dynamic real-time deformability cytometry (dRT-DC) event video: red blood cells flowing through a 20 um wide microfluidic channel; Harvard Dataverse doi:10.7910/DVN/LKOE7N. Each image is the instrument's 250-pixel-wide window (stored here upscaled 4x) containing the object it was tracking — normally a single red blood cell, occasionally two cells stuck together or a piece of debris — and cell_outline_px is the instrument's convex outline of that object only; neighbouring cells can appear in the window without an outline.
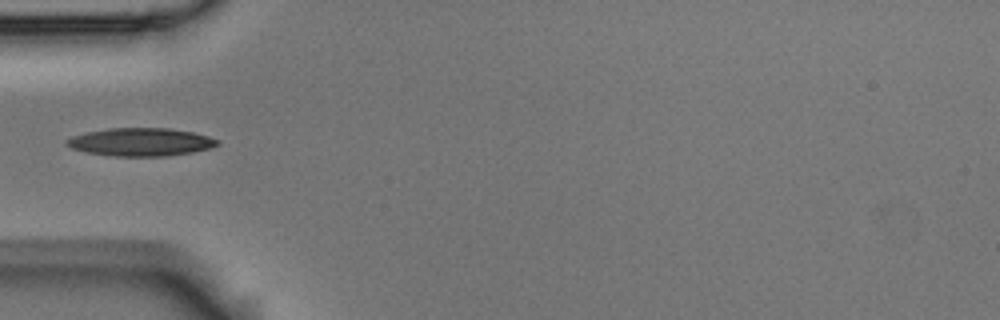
{"species": "Egyptian fruit bat (a non-hibernating species)", "species_latin": "Rousettus aegyptiacus", "temperature_condition": "room temperature", "stored_images_in_passage": 22, "camera_frame_rate_fps": 3000, "um_per_image_px": 0.085, "animal": {"sex": "male"}, "frame": {"image": 1, "passage_image": 1, "time_ms": 0.0, "image_size_px": [1000, 320], "cell_outline_px": [[220, 144], [212, 148], [192, 152], [168, 156], [112, 156], [84, 152], [72, 148], [64, 144], [64, 140], [72, 136], [88, 132], [108, 128], [168, 128], [192, 132], [208, 136], [220, 140]], "centroid_in_image_um": [11.96, 12.07], "position_along_channel_um": 73.0, "area_um2": 24.8}}